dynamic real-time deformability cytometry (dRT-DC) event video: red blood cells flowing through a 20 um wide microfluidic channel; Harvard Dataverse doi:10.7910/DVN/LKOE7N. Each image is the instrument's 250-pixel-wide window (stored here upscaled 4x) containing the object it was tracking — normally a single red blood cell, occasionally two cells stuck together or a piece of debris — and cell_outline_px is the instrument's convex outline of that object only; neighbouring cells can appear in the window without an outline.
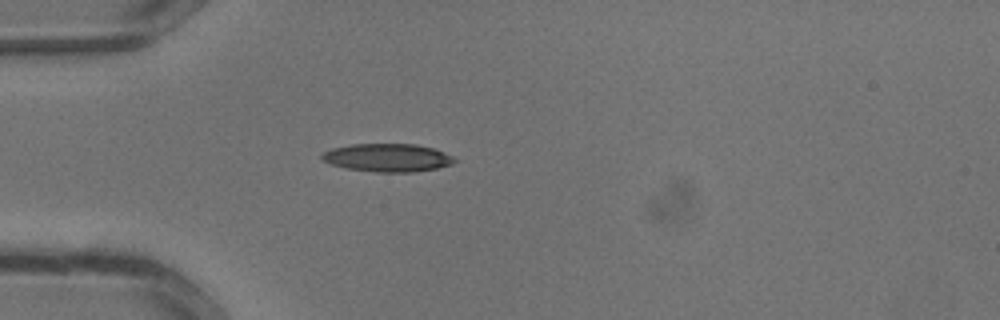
{"species": "common noctule bat (a hibernating species)", "species_latin": "Nyctalus noctula", "temperature_condition": "warm", "stored_images_in_passage": 31, "camera_frame_rate_fps": 3000, "um_per_image_px": 0.085, "animal": {"sex": "male", "body_mass_g": 13.3}, "frame": {"image": 1, "passage_image": 7, "time_ms": 2.0, "image_size_px": [1000, 320], "cell_outline_px": [[456, 160], [452, 164], [436, 168], [416, 172], [376, 172], [348, 168], [332, 164], [324, 160], [320, 156], [324, 152], [332, 148], [352, 144], [416, 144], [432, 148], [444, 152], [452, 156]], "centroid_in_image_um": [32.96, 13.4], "position_along_channel_um": 52.0, "area_um2": 21.5}}
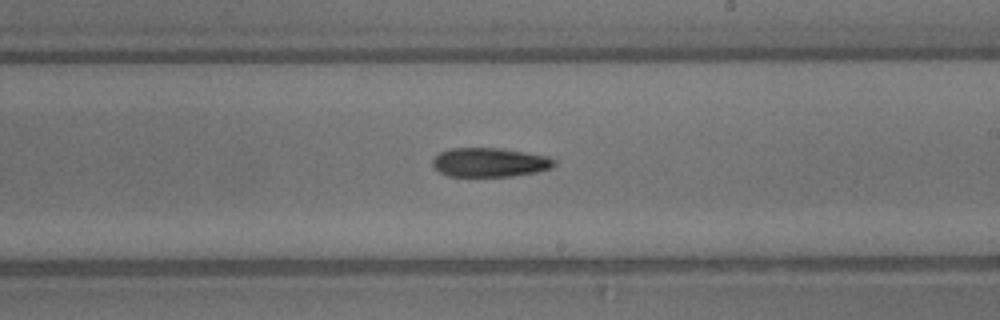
{"frame": {"image": 2, "passage_image": 17, "time_ms": 5.333, "image_size_px": [1000, 320], "cell_outline_px": [[556, 164], [552, 168], [536, 172], [512, 176], [448, 176], [440, 172], [432, 164], [432, 160], [440, 152], [448, 148], [500, 148], [552, 156], [556, 160]], "centroid_in_image_um": [41.68, 13.79], "position_along_channel_um": 247.3, "area_um2": 20.81}}
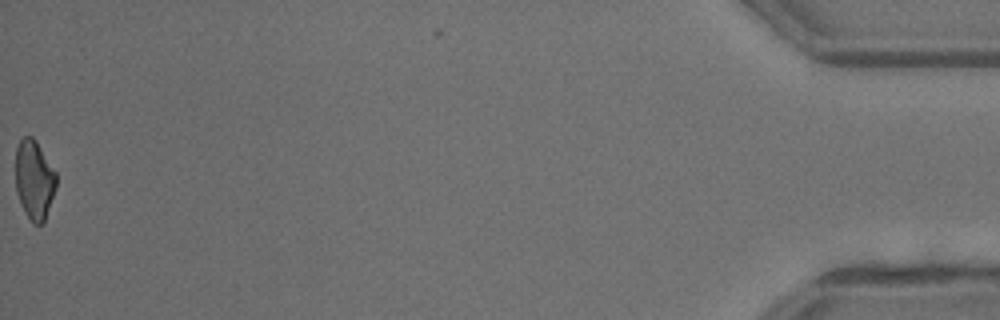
{"frame": {"image": 3, "passage_image": 31, "time_ms": 10.0, "image_size_px": [1000, 320], "cell_outline_px": [[56, 188], [44, 220], [40, 224], [32, 224], [24, 212], [20, 204], [16, 192], [16, 148], [20, 140], [24, 136], [32, 136], [36, 140], [56, 172]], "centroid_in_image_um": [2.9, 15.28], "position_along_channel_um": 432.3, "area_um2": 18.84}}